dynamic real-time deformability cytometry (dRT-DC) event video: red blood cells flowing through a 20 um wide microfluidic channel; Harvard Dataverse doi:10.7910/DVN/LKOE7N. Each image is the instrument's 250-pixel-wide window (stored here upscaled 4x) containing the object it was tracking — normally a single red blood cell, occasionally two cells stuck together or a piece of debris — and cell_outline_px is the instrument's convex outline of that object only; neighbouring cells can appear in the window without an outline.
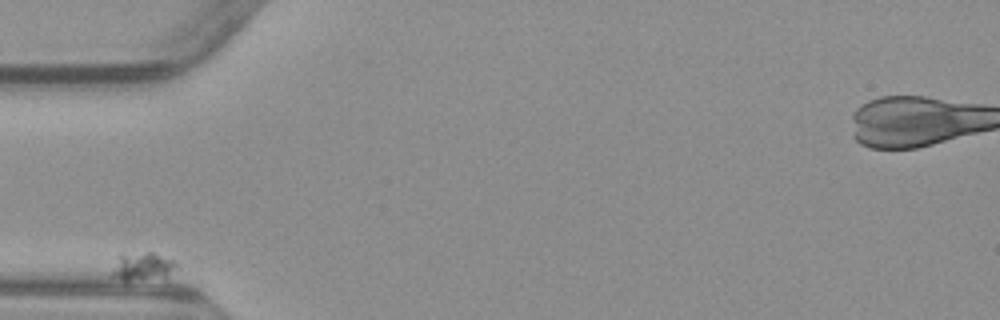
{"species": "common noctule bat (a hibernating species)", "species_latin": "Nyctalus noctula", "temperature_condition": "warm", "stored_images_in_passage": 2, "camera_frame_rate_fps": 3000, "um_per_image_px": 0.085, "animal": {"sex": "male", "body_mass_g": 23.1, "forearm_length_mm": 52.7}, "frame": {"image": 1, "passage_image": 1, "time_ms": 0.0, "image_size_px": [1000, 320], "cell_outline_px": [[176, 264], [164, 276], [128, 280], [124, 280], [112, 276], [112, 268], [120, 252], [156, 252], [176, 260]], "centroid_in_image_um": [12.04, 22.56], "position_along_channel_um": 73.0, "area_um2": 10.35}}